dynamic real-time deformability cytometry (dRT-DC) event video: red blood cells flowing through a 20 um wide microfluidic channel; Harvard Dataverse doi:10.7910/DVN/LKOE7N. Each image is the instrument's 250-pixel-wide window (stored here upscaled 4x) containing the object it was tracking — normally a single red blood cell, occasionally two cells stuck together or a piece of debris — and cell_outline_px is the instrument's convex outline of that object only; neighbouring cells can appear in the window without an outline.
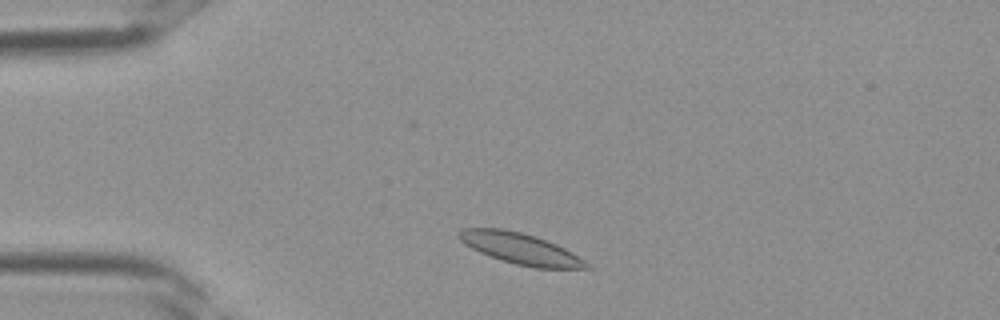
{"species": "Egyptian fruit bat (a non-hibernating species)", "species_latin": "Rousettus aegyptiacus", "temperature_condition": "room temperature", "stored_images_in_passage": 31, "camera_frame_rate_fps": 3000, "um_per_image_px": 0.085, "frame": {"image": 1, "passage_image": 3, "time_ms": 0.667, "image_size_px": [1000, 320], "cell_outline_px": [[592, 268], [536, 268], [516, 264], [480, 252], [472, 248], [460, 240], [456, 236], [456, 232], [464, 228], [504, 228], [536, 236], [556, 244], [572, 252], [584, 260]], "centroid_in_image_um": [44.22, 21.11], "position_along_channel_um": 40.8, "area_um2": 22.83}}
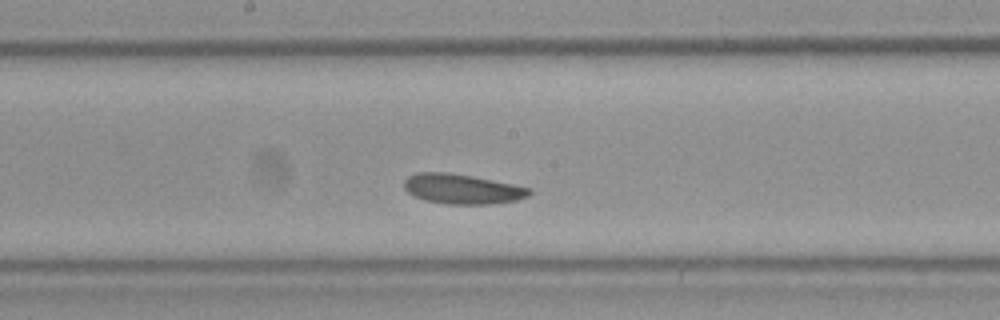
{"frame": {"image": 2, "passage_image": 14, "time_ms": 4.333, "image_size_px": [1000, 320], "cell_outline_px": [[532, 192], [528, 196], [516, 200], [492, 204], [448, 204], [424, 200], [408, 192], [404, 188], [404, 180], [408, 176], [416, 172], [448, 172], [472, 176], [532, 188]], "centroid_in_image_um": [39.28, 16.06], "position_along_channel_um": 208.9, "area_um2": 21.79}}
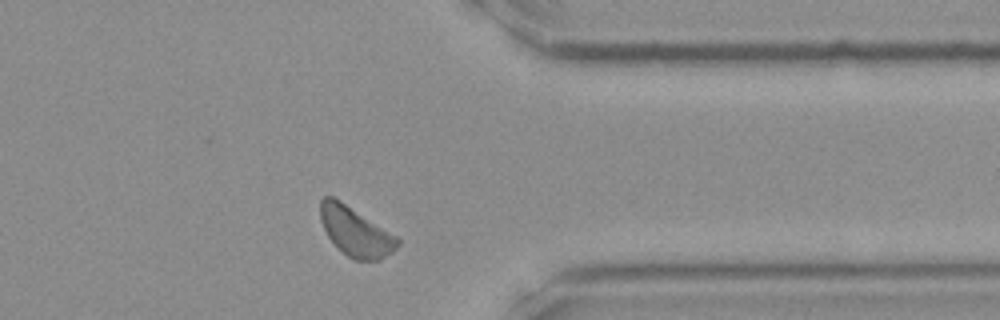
{"frame": {"image": 3, "passage_image": 24, "time_ms": 7.667, "image_size_px": [1000, 320], "cell_outline_px": [[400, 244], [392, 252], [380, 260], [356, 260], [348, 256], [328, 236], [320, 220], [320, 200], [324, 196], [332, 196], [396, 236], [400, 240]], "centroid_in_image_um": [30.22, 19.69], "position_along_channel_um": 381.2, "area_um2": 21.44}}